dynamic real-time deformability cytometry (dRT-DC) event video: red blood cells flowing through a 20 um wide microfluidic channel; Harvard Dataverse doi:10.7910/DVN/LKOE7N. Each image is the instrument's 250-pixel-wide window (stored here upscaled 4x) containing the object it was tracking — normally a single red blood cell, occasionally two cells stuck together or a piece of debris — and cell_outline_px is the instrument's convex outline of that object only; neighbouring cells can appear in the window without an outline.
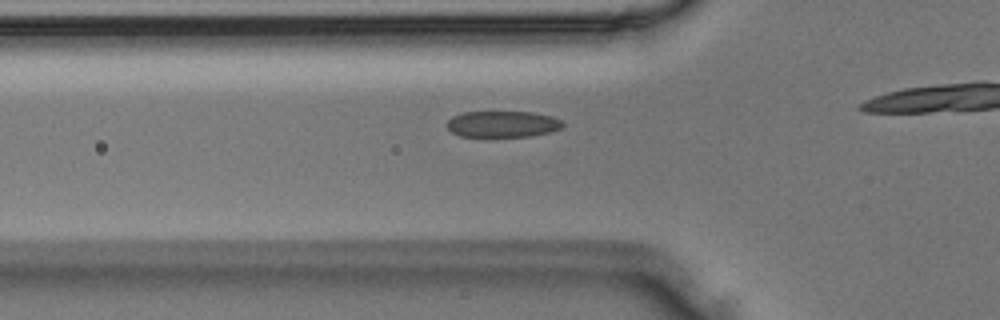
{"species": "Egyptian fruit bat (a non-hibernating species)", "species_latin": "Rousettus aegyptiacus", "temperature_condition": "room temperature", "stored_images_in_passage": 20, "camera_frame_rate_fps": 3000, "um_per_image_px": 0.085, "animal": {"sex": "male"}, "frame": {"image": 1, "passage_image": 12, "time_ms": 3.667, "image_size_px": [1000, 320], "cell_outline_px": [[564, 124], [560, 128], [552, 132], [532, 136], [460, 136], [452, 132], [444, 124], [452, 116], [464, 112], [532, 112], [552, 116], [560, 120]], "centroid_in_image_um": [42.71, 10.54], "position_along_channel_um": 83.1, "area_um2": 17.74}}
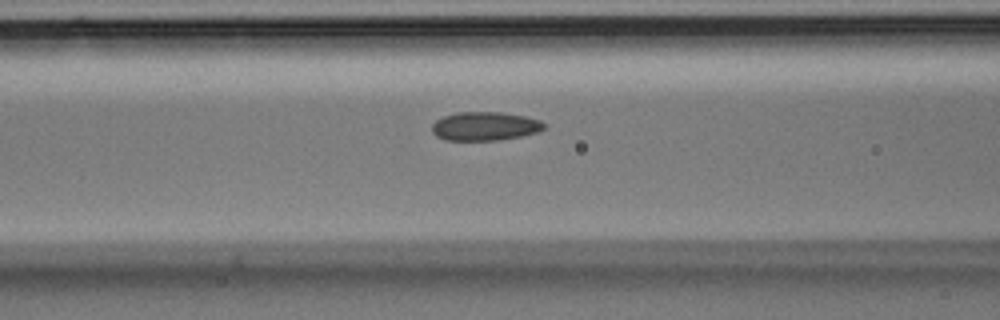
{"frame": {"image": 2, "passage_image": 15, "time_ms": 4.667, "image_size_px": [1000, 320], "cell_outline_px": [[544, 128], [540, 132], [500, 140], [444, 140], [436, 136], [432, 132], [432, 124], [436, 120], [444, 116], [456, 112], [500, 112], [524, 116], [540, 120], [544, 124]], "centroid_in_image_um": [41.2, 10.73], "position_along_channel_um": 125.4, "area_um2": 18.79}}